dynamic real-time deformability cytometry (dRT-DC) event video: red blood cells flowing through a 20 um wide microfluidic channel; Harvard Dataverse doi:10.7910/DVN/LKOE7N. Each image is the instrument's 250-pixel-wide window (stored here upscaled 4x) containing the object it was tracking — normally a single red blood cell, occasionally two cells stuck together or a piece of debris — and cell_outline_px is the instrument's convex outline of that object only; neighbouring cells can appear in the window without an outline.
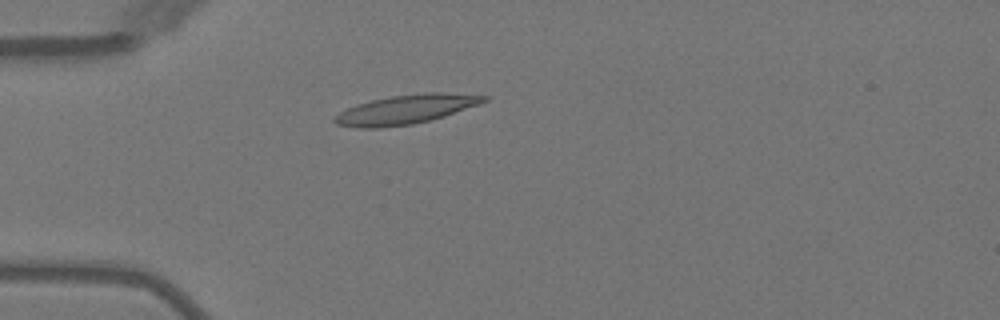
{"species": "Egyptian fruit bat (a non-hibernating species)", "species_latin": "Rousettus aegyptiacus", "temperature_condition": "warm", "stored_images_in_passage": 4, "camera_frame_rate_fps": 3000, "um_per_image_px": 0.085, "animal": {"sex": "female"}, "frame": {"image": 1, "passage_image": 4, "time_ms": 4.0, "image_size_px": [1000, 320], "cell_outline_px": [[488, 100], [480, 104], [432, 120], [412, 124], [380, 128], [356, 128], [336, 124], [332, 120], [340, 112], [356, 104], [372, 100], [392, 96], [424, 92], [440, 92], [488, 96]], "centroid_in_image_um": [34.5, 9.3], "position_along_channel_um": 50.5, "area_um2": 25.32}}